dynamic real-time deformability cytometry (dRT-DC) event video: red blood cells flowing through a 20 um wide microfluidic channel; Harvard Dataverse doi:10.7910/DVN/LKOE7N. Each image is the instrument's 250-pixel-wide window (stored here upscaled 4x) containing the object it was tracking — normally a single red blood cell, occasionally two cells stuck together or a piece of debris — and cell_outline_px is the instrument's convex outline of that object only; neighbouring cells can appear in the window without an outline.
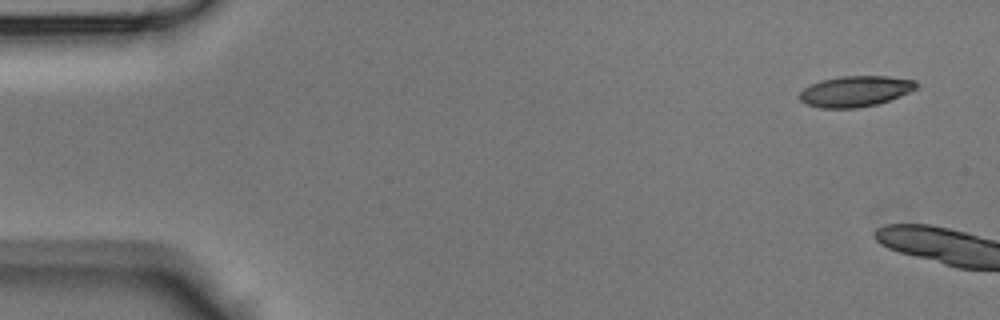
{"species": "Egyptian fruit bat (a non-hibernating species)", "species_latin": "Rousettus aegyptiacus", "temperature_condition": "room temperature", "stored_images_in_passage": 4, "camera_frame_rate_fps": 3000, "um_per_image_px": 0.085, "animal": {"sex": "male"}, "frame": {"image": 1, "passage_image": 1, "time_ms": 0.0, "image_size_px": [1000, 320], "cell_outline_px": [[920, 84], [916, 88], [900, 96], [876, 104], [856, 108], [820, 108], [808, 104], [800, 100], [800, 92], [804, 88], [820, 80], [840, 76], [888, 76], [916, 80]], "centroid_in_image_um": [72.72, 7.75], "position_along_channel_um": 12.3, "area_um2": 20.87}}